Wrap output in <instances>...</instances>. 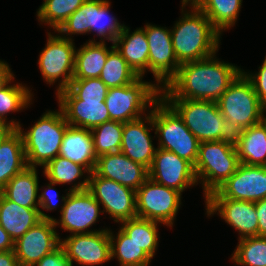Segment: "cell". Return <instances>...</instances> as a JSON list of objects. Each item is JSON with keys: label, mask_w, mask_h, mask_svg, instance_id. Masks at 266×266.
<instances>
[{"label": "cell", "mask_w": 266, "mask_h": 266, "mask_svg": "<svg viewBox=\"0 0 266 266\" xmlns=\"http://www.w3.org/2000/svg\"><path fill=\"white\" fill-rule=\"evenodd\" d=\"M214 57L181 64L176 75L161 88V98L217 102L243 70Z\"/></svg>", "instance_id": "1"}, {"label": "cell", "mask_w": 266, "mask_h": 266, "mask_svg": "<svg viewBox=\"0 0 266 266\" xmlns=\"http://www.w3.org/2000/svg\"><path fill=\"white\" fill-rule=\"evenodd\" d=\"M191 12L183 13L171 30L172 45L178 63L208 58L218 51L221 33L194 4Z\"/></svg>", "instance_id": "2"}, {"label": "cell", "mask_w": 266, "mask_h": 266, "mask_svg": "<svg viewBox=\"0 0 266 266\" xmlns=\"http://www.w3.org/2000/svg\"><path fill=\"white\" fill-rule=\"evenodd\" d=\"M69 124L59 107V111H46L45 114L27 131H20L28 167H44L59 156V150L66 128Z\"/></svg>", "instance_id": "3"}, {"label": "cell", "mask_w": 266, "mask_h": 266, "mask_svg": "<svg viewBox=\"0 0 266 266\" xmlns=\"http://www.w3.org/2000/svg\"><path fill=\"white\" fill-rule=\"evenodd\" d=\"M239 165L234 139L200 142L194 172L197 182L201 180L205 198L220 188Z\"/></svg>", "instance_id": "4"}, {"label": "cell", "mask_w": 266, "mask_h": 266, "mask_svg": "<svg viewBox=\"0 0 266 266\" xmlns=\"http://www.w3.org/2000/svg\"><path fill=\"white\" fill-rule=\"evenodd\" d=\"M200 141L233 139L234 133L222 116L217 102L188 99H163Z\"/></svg>", "instance_id": "5"}, {"label": "cell", "mask_w": 266, "mask_h": 266, "mask_svg": "<svg viewBox=\"0 0 266 266\" xmlns=\"http://www.w3.org/2000/svg\"><path fill=\"white\" fill-rule=\"evenodd\" d=\"M152 107L154 130L159 137L158 148L173 152L194 166L198 158L200 141L162 98Z\"/></svg>", "instance_id": "6"}, {"label": "cell", "mask_w": 266, "mask_h": 266, "mask_svg": "<svg viewBox=\"0 0 266 266\" xmlns=\"http://www.w3.org/2000/svg\"><path fill=\"white\" fill-rule=\"evenodd\" d=\"M217 104L233 133L259 123L265 109L243 72L220 96Z\"/></svg>", "instance_id": "7"}, {"label": "cell", "mask_w": 266, "mask_h": 266, "mask_svg": "<svg viewBox=\"0 0 266 266\" xmlns=\"http://www.w3.org/2000/svg\"><path fill=\"white\" fill-rule=\"evenodd\" d=\"M142 78L122 87L109 88L105 103L110 120L125 123L139 119L150 104L161 98V86L142 81Z\"/></svg>", "instance_id": "8"}, {"label": "cell", "mask_w": 266, "mask_h": 266, "mask_svg": "<svg viewBox=\"0 0 266 266\" xmlns=\"http://www.w3.org/2000/svg\"><path fill=\"white\" fill-rule=\"evenodd\" d=\"M88 178L76 183L69 189L66 197H62L64 202L60 210V221L53 219L54 225H61L62 229L73 234L92 233L101 230H87L98 219L100 204L87 190Z\"/></svg>", "instance_id": "9"}, {"label": "cell", "mask_w": 266, "mask_h": 266, "mask_svg": "<svg viewBox=\"0 0 266 266\" xmlns=\"http://www.w3.org/2000/svg\"><path fill=\"white\" fill-rule=\"evenodd\" d=\"M181 195L179 191L148 178L136 191L137 217L172 227L181 205Z\"/></svg>", "instance_id": "10"}, {"label": "cell", "mask_w": 266, "mask_h": 266, "mask_svg": "<svg viewBox=\"0 0 266 266\" xmlns=\"http://www.w3.org/2000/svg\"><path fill=\"white\" fill-rule=\"evenodd\" d=\"M75 49L71 38L48 33V40L40 52L38 64L43 78L50 85L62 78L56 94L67 89L73 79Z\"/></svg>", "instance_id": "11"}, {"label": "cell", "mask_w": 266, "mask_h": 266, "mask_svg": "<svg viewBox=\"0 0 266 266\" xmlns=\"http://www.w3.org/2000/svg\"><path fill=\"white\" fill-rule=\"evenodd\" d=\"M87 190L102 204V212H107L115 222H123L137 217L136 191L113 180L88 174Z\"/></svg>", "instance_id": "12"}, {"label": "cell", "mask_w": 266, "mask_h": 266, "mask_svg": "<svg viewBox=\"0 0 266 266\" xmlns=\"http://www.w3.org/2000/svg\"><path fill=\"white\" fill-rule=\"evenodd\" d=\"M266 198V166L240 163L236 172L205 199L257 202Z\"/></svg>", "instance_id": "13"}, {"label": "cell", "mask_w": 266, "mask_h": 266, "mask_svg": "<svg viewBox=\"0 0 266 266\" xmlns=\"http://www.w3.org/2000/svg\"><path fill=\"white\" fill-rule=\"evenodd\" d=\"M145 34L149 44V71L157 81V86L165 85L176 75L180 64L172 45L171 29L146 24Z\"/></svg>", "instance_id": "14"}, {"label": "cell", "mask_w": 266, "mask_h": 266, "mask_svg": "<svg viewBox=\"0 0 266 266\" xmlns=\"http://www.w3.org/2000/svg\"><path fill=\"white\" fill-rule=\"evenodd\" d=\"M60 245L72 265L74 260L82 266H94L112 259L108 228L92 233L70 234L66 239H60Z\"/></svg>", "instance_id": "15"}, {"label": "cell", "mask_w": 266, "mask_h": 266, "mask_svg": "<svg viewBox=\"0 0 266 266\" xmlns=\"http://www.w3.org/2000/svg\"><path fill=\"white\" fill-rule=\"evenodd\" d=\"M53 219H42L14 242L19 266H34L60 245Z\"/></svg>", "instance_id": "16"}, {"label": "cell", "mask_w": 266, "mask_h": 266, "mask_svg": "<svg viewBox=\"0 0 266 266\" xmlns=\"http://www.w3.org/2000/svg\"><path fill=\"white\" fill-rule=\"evenodd\" d=\"M149 178L180 193L197 182L194 166L173 152L157 148Z\"/></svg>", "instance_id": "17"}, {"label": "cell", "mask_w": 266, "mask_h": 266, "mask_svg": "<svg viewBox=\"0 0 266 266\" xmlns=\"http://www.w3.org/2000/svg\"><path fill=\"white\" fill-rule=\"evenodd\" d=\"M93 172L97 176L113 180L135 191L149 178L147 167L132 161L121 151L97 157Z\"/></svg>", "instance_id": "18"}, {"label": "cell", "mask_w": 266, "mask_h": 266, "mask_svg": "<svg viewBox=\"0 0 266 266\" xmlns=\"http://www.w3.org/2000/svg\"><path fill=\"white\" fill-rule=\"evenodd\" d=\"M59 107L70 126L93 129L110 120L105 102L78 99L68 88L57 93Z\"/></svg>", "instance_id": "19"}, {"label": "cell", "mask_w": 266, "mask_h": 266, "mask_svg": "<svg viewBox=\"0 0 266 266\" xmlns=\"http://www.w3.org/2000/svg\"><path fill=\"white\" fill-rule=\"evenodd\" d=\"M207 215L219 213L222 219L239 231L240 238L258 236L255 202L232 199H205Z\"/></svg>", "instance_id": "20"}, {"label": "cell", "mask_w": 266, "mask_h": 266, "mask_svg": "<svg viewBox=\"0 0 266 266\" xmlns=\"http://www.w3.org/2000/svg\"><path fill=\"white\" fill-rule=\"evenodd\" d=\"M149 115L124 123L120 151L132 161L138 162L148 169L151 167L157 148L152 144L149 130L154 128L152 110ZM144 119L146 121H144ZM145 122L150 124L147 127ZM152 127V128H151Z\"/></svg>", "instance_id": "21"}, {"label": "cell", "mask_w": 266, "mask_h": 266, "mask_svg": "<svg viewBox=\"0 0 266 266\" xmlns=\"http://www.w3.org/2000/svg\"><path fill=\"white\" fill-rule=\"evenodd\" d=\"M42 219H54L41 211L20 206L0 192V225L15 242Z\"/></svg>", "instance_id": "22"}, {"label": "cell", "mask_w": 266, "mask_h": 266, "mask_svg": "<svg viewBox=\"0 0 266 266\" xmlns=\"http://www.w3.org/2000/svg\"><path fill=\"white\" fill-rule=\"evenodd\" d=\"M59 156L84 166L89 174L94 171L97 156L90 129L68 126L64 133Z\"/></svg>", "instance_id": "23"}, {"label": "cell", "mask_w": 266, "mask_h": 266, "mask_svg": "<svg viewBox=\"0 0 266 266\" xmlns=\"http://www.w3.org/2000/svg\"><path fill=\"white\" fill-rule=\"evenodd\" d=\"M129 31V27L124 25L112 44L133 71L143 77L146 70H149V44L145 29H136L132 34Z\"/></svg>", "instance_id": "24"}, {"label": "cell", "mask_w": 266, "mask_h": 266, "mask_svg": "<svg viewBox=\"0 0 266 266\" xmlns=\"http://www.w3.org/2000/svg\"><path fill=\"white\" fill-rule=\"evenodd\" d=\"M233 139L240 163L266 166V131L261 122L235 132Z\"/></svg>", "instance_id": "25"}, {"label": "cell", "mask_w": 266, "mask_h": 266, "mask_svg": "<svg viewBox=\"0 0 266 266\" xmlns=\"http://www.w3.org/2000/svg\"><path fill=\"white\" fill-rule=\"evenodd\" d=\"M39 180L36 167H26L22 172L16 174L2 189L1 193L16 204L39 209ZM37 201V202H36Z\"/></svg>", "instance_id": "26"}, {"label": "cell", "mask_w": 266, "mask_h": 266, "mask_svg": "<svg viewBox=\"0 0 266 266\" xmlns=\"http://www.w3.org/2000/svg\"><path fill=\"white\" fill-rule=\"evenodd\" d=\"M27 167L23 139L14 129L0 143V191L18 173Z\"/></svg>", "instance_id": "27"}, {"label": "cell", "mask_w": 266, "mask_h": 266, "mask_svg": "<svg viewBox=\"0 0 266 266\" xmlns=\"http://www.w3.org/2000/svg\"><path fill=\"white\" fill-rule=\"evenodd\" d=\"M105 43L90 40L75 51L73 79L99 78L108 53L114 48V44L109 49Z\"/></svg>", "instance_id": "28"}, {"label": "cell", "mask_w": 266, "mask_h": 266, "mask_svg": "<svg viewBox=\"0 0 266 266\" xmlns=\"http://www.w3.org/2000/svg\"><path fill=\"white\" fill-rule=\"evenodd\" d=\"M110 3L108 0H86V18L89 23L90 32H98L101 41H112L121 33L124 25L109 13ZM104 38V39H103Z\"/></svg>", "instance_id": "29"}, {"label": "cell", "mask_w": 266, "mask_h": 266, "mask_svg": "<svg viewBox=\"0 0 266 266\" xmlns=\"http://www.w3.org/2000/svg\"><path fill=\"white\" fill-rule=\"evenodd\" d=\"M241 3L242 0H194L192 2L220 33L234 26Z\"/></svg>", "instance_id": "30"}, {"label": "cell", "mask_w": 266, "mask_h": 266, "mask_svg": "<svg viewBox=\"0 0 266 266\" xmlns=\"http://www.w3.org/2000/svg\"><path fill=\"white\" fill-rule=\"evenodd\" d=\"M158 223L154 220L136 217L121 222L123 225L120 229L153 258L158 246Z\"/></svg>", "instance_id": "31"}, {"label": "cell", "mask_w": 266, "mask_h": 266, "mask_svg": "<svg viewBox=\"0 0 266 266\" xmlns=\"http://www.w3.org/2000/svg\"><path fill=\"white\" fill-rule=\"evenodd\" d=\"M115 235L109 230L111 258H118L121 266H148L151 257L121 229ZM116 238V240H115Z\"/></svg>", "instance_id": "32"}, {"label": "cell", "mask_w": 266, "mask_h": 266, "mask_svg": "<svg viewBox=\"0 0 266 266\" xmlns=\"http://www.w3.org/2000/svg\"><path fill=\"white\" fill-rule=\"evenodd\" d=\"M138 78L139 76L114 47L108 53L106 63L101 71L99 79L108 88H115L131 84Z\"/></svg>", "instance_id": "33"}, {"label": "cell", "mask_w": 266, "mask_h": 266, "mask_svg": "<svg viewBox=\"0 0 266 266\" xmlns=\"http://www.w3.org/2000/svg\"><path fill=\"white\" fill-rule=\"evenodd\" d=\"M124 123L109 120L91 129L96 156L120 152Z\"/></svg>", "instance_id": "34"}, {"label": "cell", "mask_w": 266, "mask_h": 266, "mask_svg": "<svg viewBox=\"0 0 266 266\" xmlns=\"http://www.w3.org/2000/svg\"><path fill=\"white\" fill-rule=\"evenodd\" d=\"M86 0H44L37 12L38 20L56 31Z\"/></svg>", "instance_id": "35"}, {"label": "cell", "mask_w": 266, "mask_h": 266, "mask_svg": "<svg viewBox=\"0 0 266 266\" xmlns=\"http://www.w3.org/2000/svg\"><path fill=\"white\" fill-rule=\"evenodd\" d=\"M238 243L232 261L242 266H266V237H246Z\"/></svg>", "instance_id": "36"}, {"label": "cell", "mask_w": 266, "mask_h": 266, "mask_svg": "<svg viewBox=\"0 0 266 266\" xmlns=\"http://www.w3.org/2000/svg\"><path fill=\"white\" fill-rule=\"evenodd\" d=\"M13 79L14 77L0 88V120L4 122H8L6 121L7 113L27 108L32 101L33 94L26 86L18 83L16 85H8Z\"/></svg>", "instance_id": "37"}, {"label": "cell", "mask_w": 266, "mask_h": 266, "mask_svg": "<svg viewBox=\"0 0 266 266\" xmlns=\"http://www.w3.org/2000/svg\"><path fill=\"white\" fill-rule=\"evenodd\" d=\"M44 175L55 184H67L79 179L89 171L82 165L71 162L61 156L55 157L44 167Z\"/></svg>", "instance_id": "38"}, {"label": "cell", "mask_w": 266, "mask_h": 266, "mask_svg": "<svg viewBox=\"0 0 266 266\" xmlns=\"http://www.w3.org/2000/svg\"><path fill=\"white\" fill-rule=\"evenodd\" d=\"M68 89L80 100L105 102L109 88L99 78L72 79Z\"/></svg>", "instance_id": "39"}, {"label": "cell", "mask_w": 266, "mask_h": 266, "mask_svg": "<svg viewBox=\"0 0 266 266\" xmlns=\"http://www.w3.org/2000/svg\"><path fill=\"white\" fill-rule=\"evenodd\" d=\"M57 32L63 33V36L64 34L68 36L70 34H86L90 32L89 23L86 18L85 2L69 16Z\"/></svg>", "instance_id": "40"}, {"label": "cell", "mask_w": 266, "mask_h": 266, "mask_svg": "<svg viewBox=\"0 0 266 266\" xmlns=\"http://www.w3.org/2000/svg\"><path fill=\"white\" fill-rule=\"evenodd\" d=\"M243 73L253 84L255 93L261 104L266 108V57L262 66L259 67V72L255 74H247V72Z\"/></svg>", "instance_id": "41"}, {"label": "cell", "mask_w": 266, "mask_h": 266, "mask_svg": "<svg viewBox=\"0 0 266 266\" xmlns=\"http://www.w3.org/2000/svg\"><path fill=\"white\" fill-rule=\"evenodd\" d=\"M34 266H73L65 255L62 246L59 245L55 250L46 254Z\"/></svg>", "instance_id": "42"}, {"label": "cell", "mask_w": 266, "mask_h": 266, "mask_svg": "<svg viewBox=\"0 0 266 266\" xmlns=\"http://www.w3.org/2000/svg\"><path fill=\"white\" fill-rule=\"evenodd\" d=\"M50 184L47 185L48 188H46L45 190H43V192L41 193V195H38V202H39V207L42 209H46L47 211H51L53 209H55L58 205L57 201H55L57 199V197H59L58 192L54 191L55 188H53L52 186L55 185L54 182L49 181ZM52 191H54L52 193Z\"/></svg>", "instance_id": "43"}, {"label": "cell", "mask_w": 266, "mask_h": 266, "mask_svg": "<svg viewBox=\"0 0 266 266\" xmlns=\"http://www.w3.org/2000/svg\"><path fill=\"white\" fill-rule=\"evenodd\" d=\"M258 216V236L266 237V198L255 202Z\"/></svg>", "instance_id": "44"}, {"label": "cell", "mask_w": 266, "mask_h": 266, "mask_svg": "<svg viewBox=\"0 0 266 266\" xmlns=\"http://www.w3.org/2000/svg\"><path fill=\"white\" fill-rule=\"evenodd\" d=\"M20 122L11 120L9 122H4L0 120V143L14 130L18 129Z\"/></svg>", "instance_id": "45"}, {"label": "cell", "mask_w": 266, "mask_h": 266, "mask_svg": "<svg viewBox=\"0 0 266 266\" xmlns=\"http://www.w3.org/2000/svg\"><path fill=\"white\" fill-rule=\"evenodd\" d=\"M0 266H19L14 250L0 251Z\"/></svg>", "instance_id": "46"}, {"label": "cell", "mask_w": 266, "mask_h": 266, "mask_svg": "<svg viewBox=\"0 0 266 266\" xmlns=\"http://www.w3.org/2000/svg\"><path fill=\"white\" fill-rule=\"evenodd\" d=\"M14 250V241L0 225V251Z\"/></svg>", "instance_id": "47"}, {"label": "cell", "mask_w": 266, "mask_h": 266, "mask_svg": "<svg viewBox=\"0 0 266 266\" xmlns=\"http://www.w3.org/2000/svg\"><path fill=\"white\" fill-rule=\"evenodd\" d=\"M13 77V74L11 72V69L9 68V65L0 60V88L5 85L11 78Z\"/></svg>", "instance_id": "48"}, {"label": "cell", "mask_w": 266, "mask_h": 266, "mask_svg": "<svg viewBox=\"0 0 266 266\" xmlns=\"http://www.w3.org/2000/svg\"><path fill=\"white\" fill-rule=\"evenodd\" d=\"M266 111V108L264 109L263 113H262V117H261V123L263 124L265 131H266V116H264V113Z\"/></svg>", "instance_id": "49"}]
</instances>
